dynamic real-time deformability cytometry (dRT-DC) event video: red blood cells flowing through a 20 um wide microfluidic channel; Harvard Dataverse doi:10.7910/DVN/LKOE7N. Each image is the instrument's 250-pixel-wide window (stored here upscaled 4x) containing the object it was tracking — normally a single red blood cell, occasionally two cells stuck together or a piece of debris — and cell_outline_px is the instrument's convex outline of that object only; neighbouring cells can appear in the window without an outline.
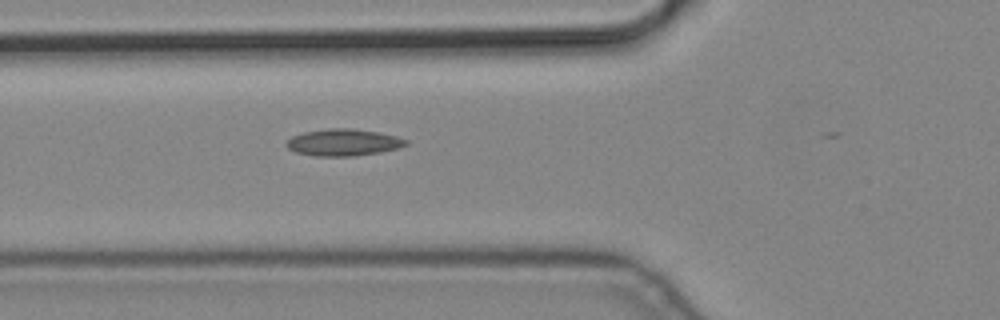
{"species": "common noctule bat (a hibernating species)", "species_latin": "Nyctalus noctula", "temperature_condition": "cold", "stored_images_in_passage": 3, "camera_frame_rate_fps": 3000, "um_per_image_px": 0.085, "animal": {"sex": "male", "body_mass_g": 19.2, "forearm_length_mm": 51.8}, "frame": {"image": 1, "passage_image": 3, "time_ms": 0.667, "image_size_px": [1000, 320], "cell_outline_px": [[408, 144], [400, 148], [380, 152], [352, 156], [312, 156], [296, 152], [288, 148], [284, 144], [292, 136], [304, 132], [328, 128], [352, 128], [380, 132], [396, 136], [408, 140]], "centroid_in_image_um": [29.2, 12.1], "position_along_channel_um": 96.6, "area_um2": 18.84}}